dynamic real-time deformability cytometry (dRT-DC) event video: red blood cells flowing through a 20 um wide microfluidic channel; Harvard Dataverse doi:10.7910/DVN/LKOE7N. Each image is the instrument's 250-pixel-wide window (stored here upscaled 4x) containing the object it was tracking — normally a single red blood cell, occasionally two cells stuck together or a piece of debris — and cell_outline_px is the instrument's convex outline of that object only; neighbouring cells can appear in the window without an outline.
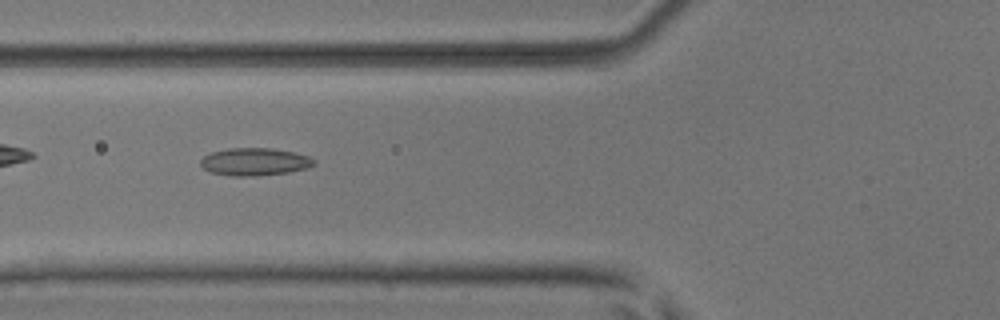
{"species": "common noctule bat (a hibernating species)", "species_latin": "Nyctalus noctula", "temperature_condition": "room temperature", "stored_images_in_passage": 37, "camera_frame_rate_fps": 3000, "um_per_image_px": 0.085, "animal": {"sex": "male", "body_mass_g": 17.9, "forearm_length_mm": 54.2}, "frame": {"image": 1, "passage_image": 5, "time_ms": 1.333, "image_size_px": [1000, 320], "cell_outline_px": [[316, 164], [308, 168], [288, 172], [252, 176], [232, 176], [212, 172], [204, 168], [200, 164], [200, 160], [204, 156], [212, 152], [228, 148], [272, 148], [292, 152], [308, 156], [316, 160]], "centroid_in_image_um": [21.66, 13.74], "position_along_channel_um": 104.1, "area_um2": 18.15}}
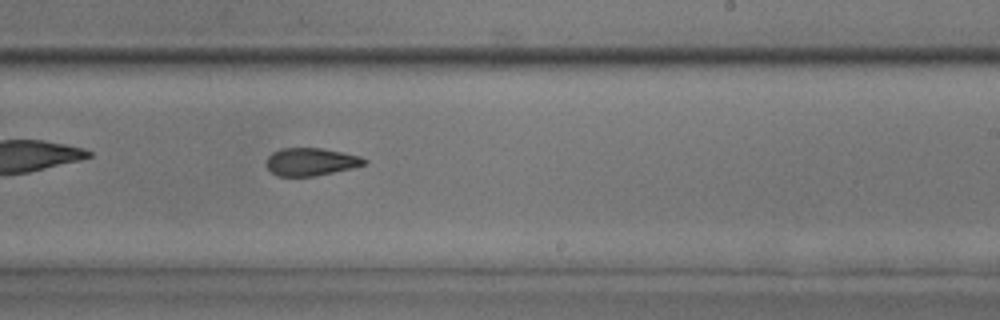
{"frame": {"image": 2, "passage_image": 17, "time_ms": 5.333, "image_size_px": [1000, 320], "cell_outline_px": [[368, 164], [352, 168], [312, 176], [276, 176], [268, 168], [268, 156], [272, 152], [280, 148], [320, 148], [360, 156], [368, 160]], "centroid_in_image_um": [26.44, 13.75], "position_along_channel_um": 262.6, "area_um2": 15.66}}
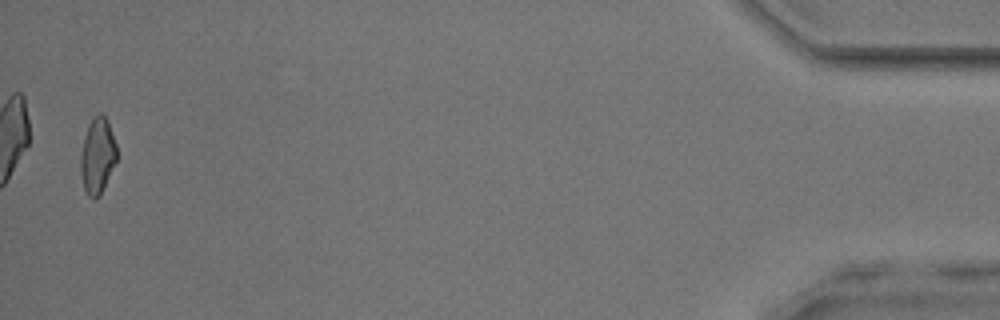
{"frame": {"image": 3, "passage_image": 36, "time_ms": 11.667, "image_size_px": [1000, 320], "cell_outline_px": [[116, 160], [100, 196], [96, 200], [92, 200], [88, 196], [84, 188], [80, 172], [80, 152], [88, 124], [92, 116], [100, 112], [108, 120], [116, 144]], "centroid_in_image_um": [8.26, 13.23], "position_along_channel_um": 426.9, "area_um2": 16.18}, "authors_computed_cell_mechanics": {"area_um2": 16.3574, "velocity_mm_per_s": 3.9712, "shape_relaxation_time_tau1_ms": 8.9683, "shape_relaxation_time_tau2_ms": 3.8819, "deformation_change_tau1": 0.1699, "deformation_change_tau2": 0.1259}}